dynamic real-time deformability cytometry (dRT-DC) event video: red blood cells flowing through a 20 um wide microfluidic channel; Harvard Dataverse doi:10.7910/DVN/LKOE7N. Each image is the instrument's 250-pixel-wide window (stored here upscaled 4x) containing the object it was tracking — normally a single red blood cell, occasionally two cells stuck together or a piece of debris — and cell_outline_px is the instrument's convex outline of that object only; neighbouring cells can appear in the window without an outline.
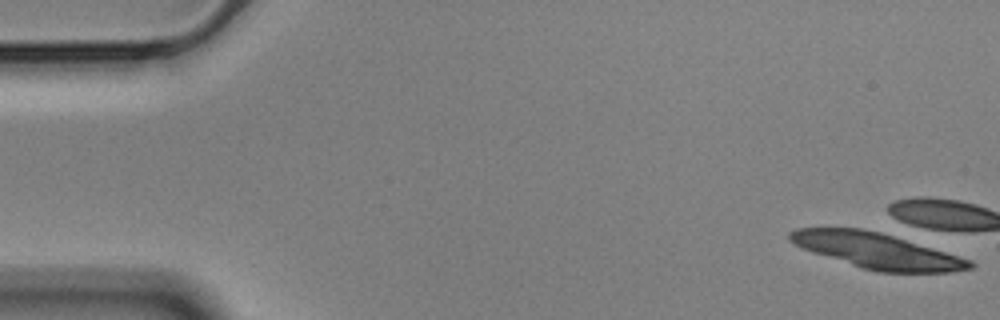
{"species": "Egyptian fruit bat (a non-hibernating species)", "species_latin": "Rousettus aegyptiacus", "temperature_condition": "cold", "stored_images_in_passage": 1, "camera_frame_rate_fps": 3000, "um_per_image_px": 0.085, "animal": {"sex": "male"}, "frame": {"image": 1, "passage_image": 1, "time_ms": 0.0, "image_size_px": [1000, 320], "cell_outline_px": [[976, 264], [972, 268], [952, 272], [876, 272], [860, 268], [804, 248], [788, 240], [788, 232], [796, 228], [864, 228], [904, 236], [972, 260]], "centroid_in_image_um": [74.65, 21.29], "position_along_channel_um": 10.3, "area_um2": 38.09}}